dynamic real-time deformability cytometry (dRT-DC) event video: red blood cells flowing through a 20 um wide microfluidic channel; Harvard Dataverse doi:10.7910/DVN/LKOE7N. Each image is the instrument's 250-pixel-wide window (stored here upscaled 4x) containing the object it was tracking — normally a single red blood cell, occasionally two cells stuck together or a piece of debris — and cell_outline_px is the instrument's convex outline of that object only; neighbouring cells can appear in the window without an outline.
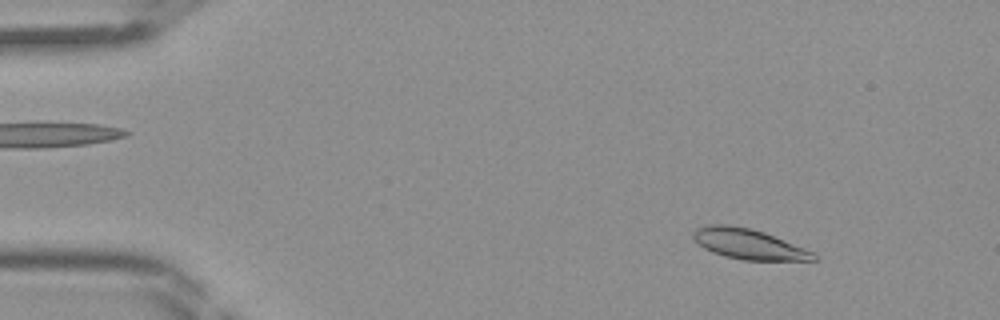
{"species": "Egyptian fruit bat (a non-hibernating species)", "species_latin": "Rousettus aegyptiacus", "temperature_condition": "room temperature", "stored_images_in_passage": 44, "camera_frame_rate_fps": 3000, "um_per_image_px": 0.085, "frame": {"image": 1, "passage_image": 5, "time_ms": 1.333, "image_size_px": [1000, 320], "cell_outline_px": [[820, 260], [744, 260], [724, 256], [712, 252], [704, 248], [692, 236], [692, 232], [696, 228], [708, 224], [728, 224], [752, 228], [764, 232], [816, 252], [820, 256]], "centroid_in_image_um": [63.68, 20.74], "position_along_channel_um": 21.3, "area_um2": 21.5}}
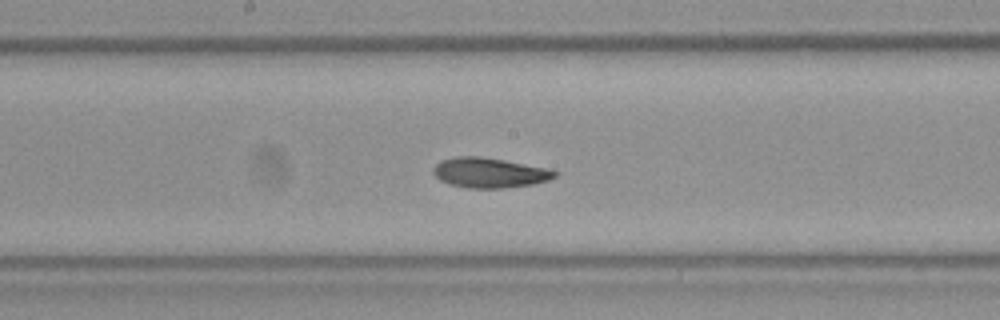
{"frame": {"image": 2, "passage_image": 23, "time_ms": 7.333, "image_size_px": [1000, 320], "cell_outline_px": [[560, 172], [556, 176], [548, 180], [532, 184], [504, 188], [468, 188], [448, 184], [440, 180], [432, 172], [432, 168], [440, 160], [456, 156], [480, 156], [504, 160], [548, 168]], "centroid_in_image_um": [41.59, 14.68], "position_along_channel_um": 206.6, "area_um2": 21.39}}
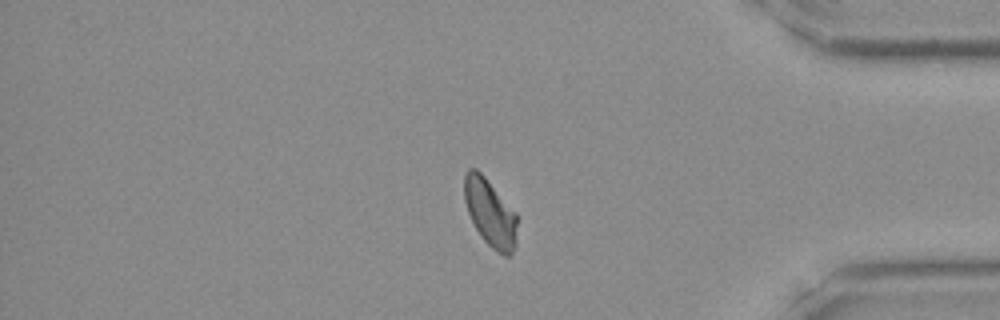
{"frame": {"image": 3, "passage_image": 37, "time_ms": 12.0, "image_size_px": [1000, 320], "cell_outline_px": [[516, 244], [512, 252], [508, 256], [504, 256], [492, 248], [480, 236], [468, 212], [464, 200], [464, 172], [468, 168], [476, 168], [484, 176], [516, 212]], "centroid_in_image_um": [41.65, 18.07], "position_along_channel_um": 393.6, "area_um2": 20.69}}